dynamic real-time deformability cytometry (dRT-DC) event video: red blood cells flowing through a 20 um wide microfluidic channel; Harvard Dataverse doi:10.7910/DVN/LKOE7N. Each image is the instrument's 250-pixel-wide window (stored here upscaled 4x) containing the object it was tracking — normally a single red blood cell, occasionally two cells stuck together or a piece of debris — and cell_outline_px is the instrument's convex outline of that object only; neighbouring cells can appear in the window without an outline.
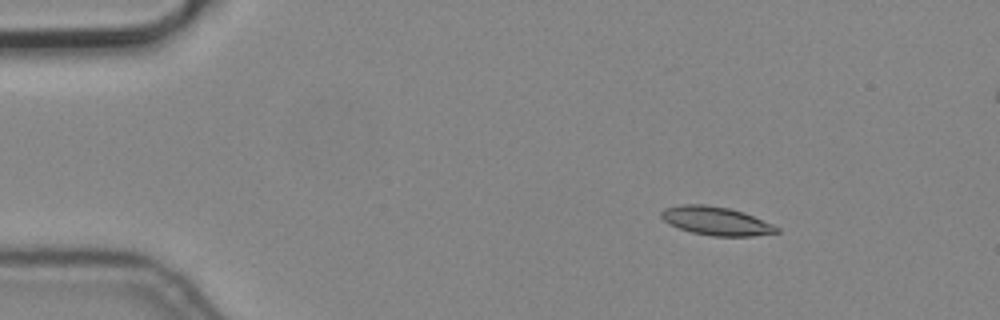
{"species": "common noctule bat (a hibernating species)", "species_latin": "Nyctalus noctula", "temperature_condition": "cold", "stored_images_in_passage": 5, "segment_of_instrument_passage": [1, 2], "camera_frame_rate_fps": 3000, "um_per_image_px": 0.085, "animal": {"sex": "male", "body_mass_g": 19.2, "forearm_length_mm": 51.8}, "frame": {"image": 1, "passage_image": 2, "time_ms": 0.333, "image_size_px": [1000, 320], "cell_outline_px": [[780, 232], [752, 236], [712, 236], [692, 232], [668, 224], [660, 216], [660, 212], [664, 208], [680, 204], [704, 204], [728, 208], [744, 212], [772, 224], [780, 228]], "centroid_in_image_um": [60.85, 18.77], "position_along_channel_um": 24.1, "area_um2": 19.19}}